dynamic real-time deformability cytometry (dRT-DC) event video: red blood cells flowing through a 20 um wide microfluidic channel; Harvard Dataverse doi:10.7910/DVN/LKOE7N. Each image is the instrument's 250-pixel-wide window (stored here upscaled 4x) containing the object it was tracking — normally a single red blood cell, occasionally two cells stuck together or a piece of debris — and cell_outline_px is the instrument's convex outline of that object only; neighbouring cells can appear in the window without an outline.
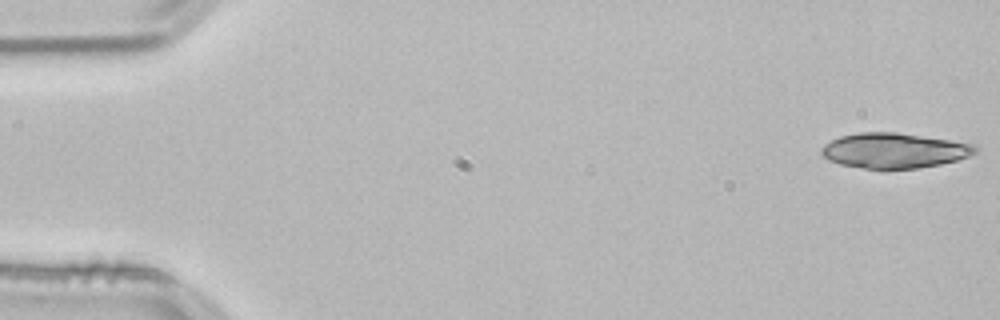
{"species": "common noctule bat (a hibernating species)", "species_latin": "Nyctalus noctula", "temperature_condition": "room temperature", "stored_images_in_passage": 52, "camera_frame_rate_fps": 3000, "um_per_image_px": 0.085, "animal": {"sex": "male", "body_mass_g": 21.5, "forearm_length_mm": 52.0}, "frame": {"image": 1, "passage_image": 1, "time_ms": 0.0, "image_size_px": [1000, 320], "cell_outline_px": [[976, 152], [968, 156], [956, 160], [940, 164], [920, 168], [864, 168], [840, 164], [828, 160], [820, 152], [820, 148], [824, 144], [840, 136], [860, 132], [896, 132], [948, 140], [972, 144], [976, 148]], "centroid_in_image_um": [75.95, 12.79], "position_along_channel_um": 9.1, "area_um2": 31.1}}